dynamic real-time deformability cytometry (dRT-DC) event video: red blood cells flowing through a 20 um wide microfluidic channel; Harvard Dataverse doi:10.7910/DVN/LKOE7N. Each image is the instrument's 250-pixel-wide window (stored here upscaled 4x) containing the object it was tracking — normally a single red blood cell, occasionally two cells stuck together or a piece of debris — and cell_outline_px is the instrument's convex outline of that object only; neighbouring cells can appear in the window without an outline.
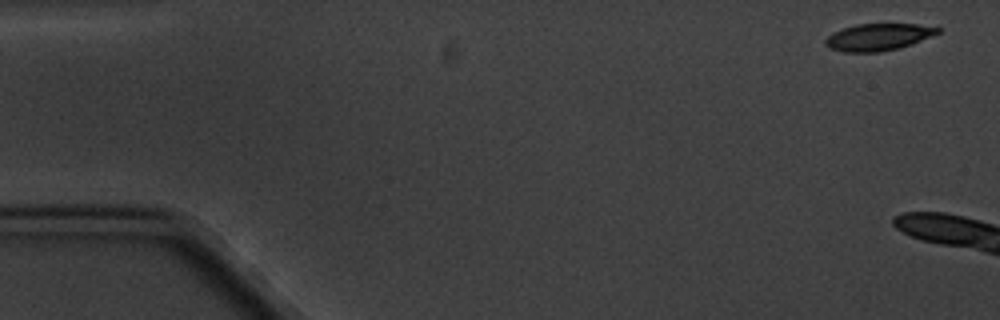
{"species": "common noctule bat (a hibernating species)", "species_latin": "Nyctalus noctula", "temperature_condition": "cold", "stored_images_in_passage": 10, "camera_frame_rate_fps": 3000, "um_per_image_px": 0.085, "animal": {"sex": "male", "body_mass_g": 20.1, "forearm_length_mm": 53.5}, "frame": {"image": 1, "passage_image": 1, "time_ms": 0.0, "image_size_px": [1000, 320], "cell_outline_px": [[940, 32], [920, 40], [896, 48], [880, 52], [844, 52], [828, 48], [824, 44], [824, 40], [832, 32], [840, 28], [856, 24], [916, 24], [940, 28]], "centroid_in_image_um": [74.54, 3.14], "position_along_channel_um": 10.5, "area_um2": 17.51}}
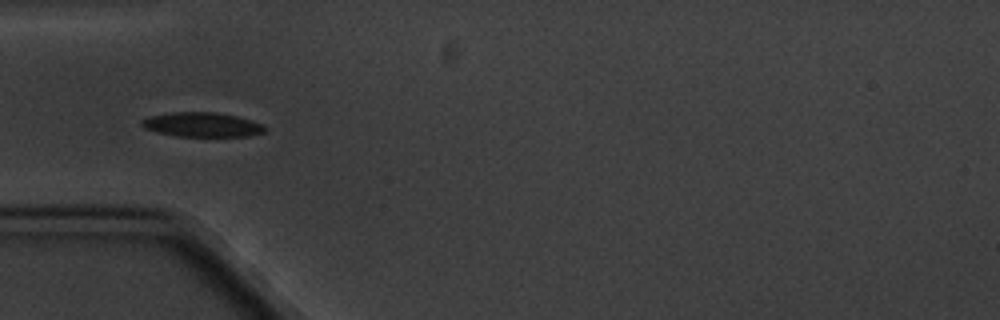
{"frame": {"image": 2, "passage_image": 7, "time_ms": 7.667, "image_size_px": [1000, 320], "cell_outline_px": [[268, 128], [264, 132], [248, 136], [176, 136], [156, 132], [144, 128], [140, 124], [140, 120], [148, 116], [172, 112], [216, 112], [236, 116], [252, 120], [264, 124]], "centroid_in_image_um": [17.17, 10.59], "position_along_channel_um": 67.8, "area_um2": 17.74}}